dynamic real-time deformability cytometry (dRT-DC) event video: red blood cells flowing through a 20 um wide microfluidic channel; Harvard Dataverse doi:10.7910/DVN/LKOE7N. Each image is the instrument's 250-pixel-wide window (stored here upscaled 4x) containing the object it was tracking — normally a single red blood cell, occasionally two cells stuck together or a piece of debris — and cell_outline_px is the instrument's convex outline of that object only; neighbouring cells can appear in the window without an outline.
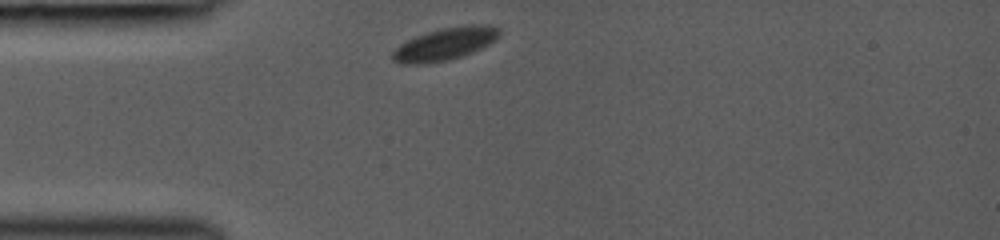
{"species": "common noctule bat (a hibernating species)", "species_latin": "Nyctalus noctula", "temperature_condition": "room temperature", "stored_images_in_passage": 56, "camera_frame_rate_fps": 3000, "um_per_image_px": 0.085, "animal": {"sex": "female", "body_mass_g": 19.0, "forearm_length_mm": 53.3}, "frame": {"image": 1, "passage_image": 1, "time_ms": 0.0, "image_size_px": [1000, 240], "cell_outline_px": [[500, 36], [496, 40], [472, 52], [460, 56], [428, 64], [400, 64], [392, 60], [392, 52], [400, 44], [416, 36], [440, 28], [468, 24], [488, 24], [500, 28]], "centroid_in_image_um": [37.84, 3.72], "position_along_channel_um": 47.2, "area_um2": 20.23}}
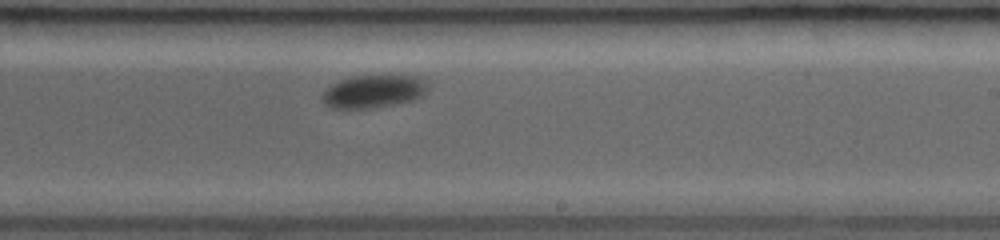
{"frame": {"image": 2, "passage_image": 36, "time_ms": 5.667, "image_size_px": [1000, 240], "cell_outline_px": [[428, 88], [420, 96], [412, 100], [392, 104], [368, 108], [332, 108], [324, 104], [320, 100], [320, 96], [332, 84], [340, 80], [352, 76], [416, 76], [424, 80], [428, 84]], "centroid_in_image_um": [31.7, 7.77], "position_along_channel_um": 257.3, "area_um2": 19.94}}
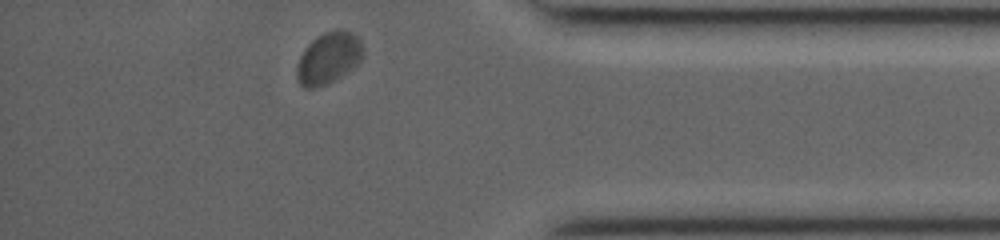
{"frame": {"image": 3, "passage_image": 55, "time_ms": 9.667, "image_size_px": [1000, 240], "cell_outline_px": [[364, 56], [356, 64], [340, 76], [328, 84], [312, 88], [304, 88], [300, 84], [296, 76], [296, 68], [300, 56], [304, 48], [312, 40], [324, 32], [340, 28], [352, 32], [360, 40], [364, 48]], "centroid_in_image_um": [27.92, 4.91], "position_along_channel_um": 407.3, "area_um2": 19.94}}